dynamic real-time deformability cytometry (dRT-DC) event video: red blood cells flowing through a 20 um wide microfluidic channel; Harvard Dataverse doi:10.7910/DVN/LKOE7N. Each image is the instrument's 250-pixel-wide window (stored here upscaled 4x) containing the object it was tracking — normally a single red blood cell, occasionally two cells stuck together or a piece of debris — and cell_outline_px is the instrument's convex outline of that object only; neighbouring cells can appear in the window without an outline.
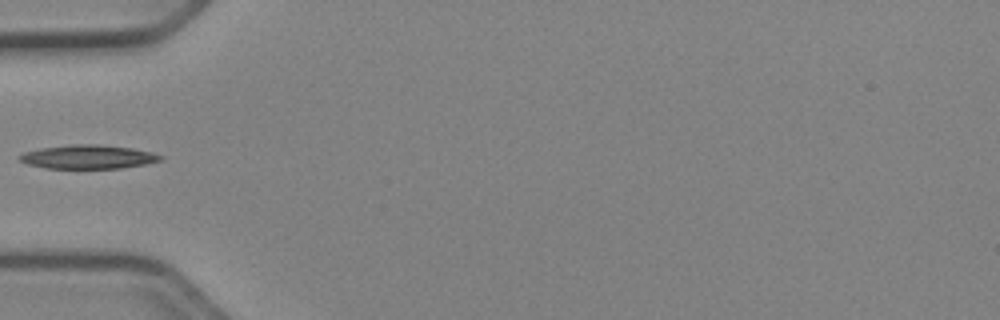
{"species": "Egyptian fruit bat (a non-hibernating species)", "species_latin": "Rousettus aegyptiacus", "temperature_condition": "cold", "stored_images_in_passage": 35, "camera_frame_rate_fps": 3000, "um_per_image_px": 0.085, "animal": {"sex": "female"}, "frame": {"image": 1, "passage_image": 1, "time_ms": 0.0, "image_size_px": [1000, 320], "cell_outline_px": [[164, 160], [144, 164], [120, 168], [44, 168], [28, 164], [20, 160], [16, 156], [24, 152], [40, 148], [72, 144], [96, 144], [132, 148], [152, 152], [164, 156]], "centroid_in_image_um": [7.49, 13.33], "position_along_channel_um": 77.5, "area_um2": 19.59}}
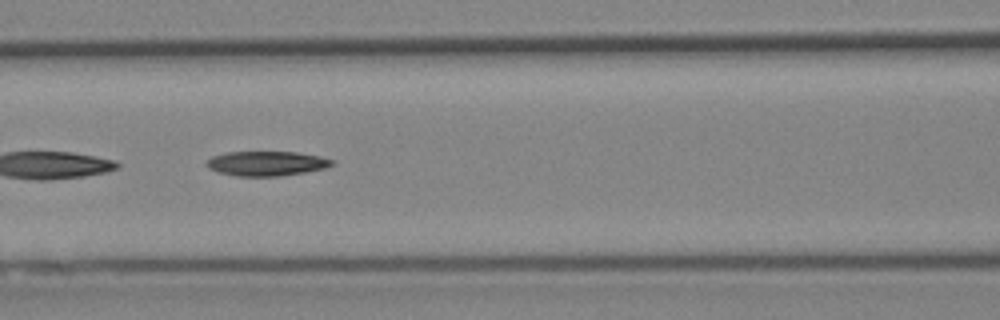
{"frame": {"image": 2, "passage_image": 6, "time_ms": 1.667, "image_size_px": [1000, 320], "cell_outline_px": [[336, 160], [332, 164], [324, 168], [304, 172], [280, 176], [236, 176], [220, 172], [208, 168], [208, 160], [212, 156], [228, 152], [296, 152], [320, 156]], "centroid_in_image_um": [22.68, 13.89], "position_along_channel_um": 143.9, "area_um2": 17.8}}
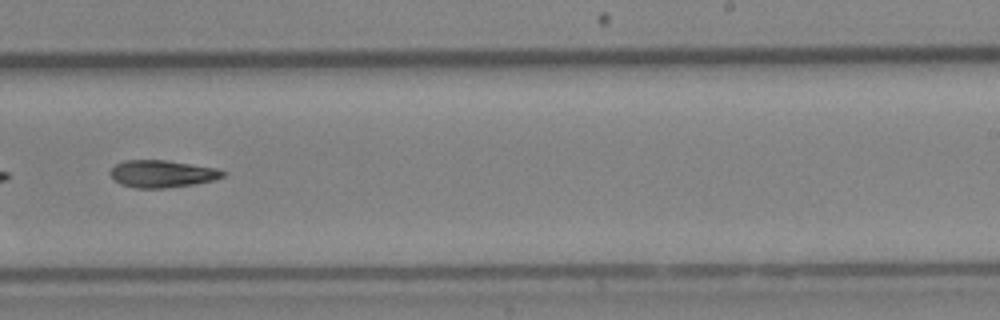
{"frame": {"image": 3, "passage_image": 16, "time_ms": 5.0, "image_size_px": [1000, 320], "cell_outline_px": [[224, 176], [212, 180], [192, 184], [164, 188], [136, 188], [120, 184], [108, 172], [116, 164], [124, 160], [164, 160], [216, 168], [224, 172]], "centroid_in_image_um": [13.73, 14.77], "position_along_channel_um": 275.3, "area_um2": 17.57}}